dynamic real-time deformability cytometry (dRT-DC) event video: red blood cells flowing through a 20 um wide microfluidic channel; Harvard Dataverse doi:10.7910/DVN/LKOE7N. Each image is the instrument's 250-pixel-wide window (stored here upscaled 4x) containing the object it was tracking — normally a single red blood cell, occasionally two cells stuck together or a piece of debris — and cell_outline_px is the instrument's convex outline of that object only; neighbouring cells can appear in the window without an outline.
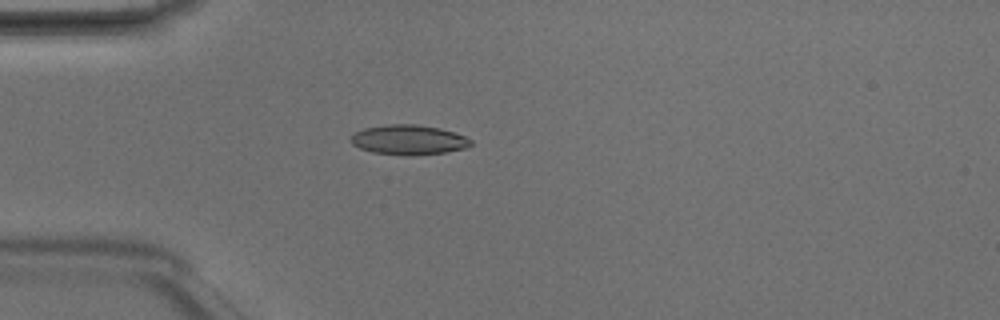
{"species": "Egyptian fruit bat (a non-hibernating species)", "species_latin": "Rousettus aegyptiacus", "temperature_condition": "room temperature", "stored_images_in_passage": 4, "camera_frame_rate_fps": 3000, "um_per_image_px": 0.085, "animal": {"sex": "male"}, "frame": {"image": 1, "passage_image": 4, "time_ms": 1.0, "image_size_px": [1000, 320], "cell_outline_px": [[472, 144], [464, 148], [444, 152], [416, 156], [404, 156], [372, 152], [360, 148], [352, 144], [352, 136], [356, 132], [364, 128], [388, 124], [416, 124], [440, 128], [464, 136], [472, 140]], "centroid_in_image_um": [34.73, 11.89], "position_along_channel_um": 50.3, "area_um2": 20.81}}